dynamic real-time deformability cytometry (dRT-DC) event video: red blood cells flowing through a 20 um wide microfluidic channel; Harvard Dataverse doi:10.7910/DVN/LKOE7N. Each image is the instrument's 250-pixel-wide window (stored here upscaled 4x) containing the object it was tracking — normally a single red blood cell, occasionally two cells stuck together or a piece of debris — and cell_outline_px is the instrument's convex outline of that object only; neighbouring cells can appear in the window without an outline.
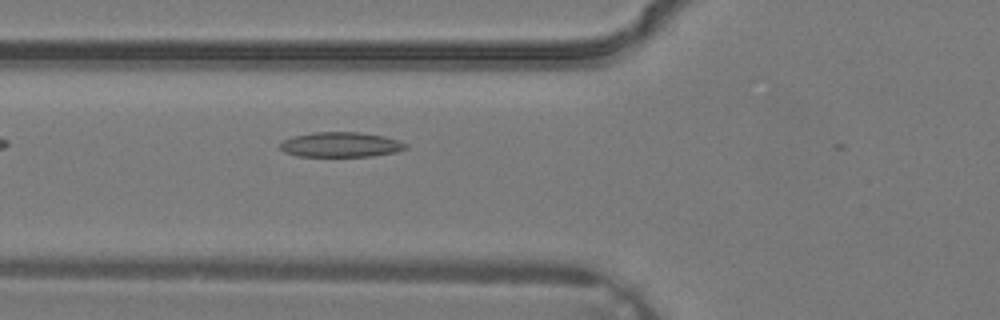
{"species": "common noctule bat (a hibernating species)", "species_latin": "Nyctalus noctula", "temperature_condition": "warm", "stored_images_in_passage": 3, "camera_frame_rate_fps": 3000, "um_per_image_px": 0.085, "animal": {"sex": "male", "body_mass_g": 19.2, "forearm_length_mm": 51.8}, "frame": {"image": 1, "passage_image": 3, "time_ms": 0.667, "image_size_px": [1000, 320], "cell_outline_px": [[408, 148], [396, 152], [372, 156], [296, 156], [284, 152], [280, 148], [280, 144], [284, 140], [292, 136], [312, 132], [360, 132], [384, 136], [400, 140], [408, 144]], "centroid_in_image_um": [28.99, 12.29], "position_along_channel_um": 96.8, "area_um2": 18.44}}